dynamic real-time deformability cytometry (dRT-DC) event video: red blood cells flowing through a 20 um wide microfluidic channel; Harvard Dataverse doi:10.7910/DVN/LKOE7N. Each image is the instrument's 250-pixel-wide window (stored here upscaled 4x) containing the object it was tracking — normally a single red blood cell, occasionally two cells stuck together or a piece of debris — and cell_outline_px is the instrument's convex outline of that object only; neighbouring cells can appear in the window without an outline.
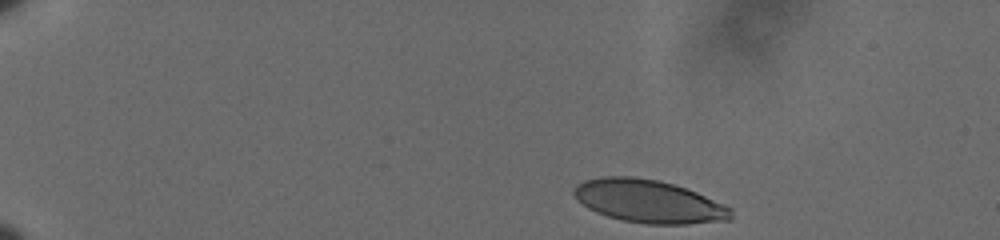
{"species": "human", "species_latin": "Homo sapiens", "temperature_condition": "cold", "stored_images_in_passage": 45, "camera_frame_rate_fps": 3000, "um_per_image_px": 0.085, "donor": {"sex": "male"}, "frame": {"image": 1, "passage_image": 1, "time_ms": 0.0, "image_size_px": [1000, 240], "cell_outline_px": [[732, 220], [688, 224], [648, 224], [624, 220], [608, 216], [596, 212], [588, 208], [572, 192], [576, 184], [584, 180], [600, 176], [632, 176], [660, 180], [696, 192], [724, 204], [732, 208]], "centroid_in_image_um": [55.16, 17.11], "position_along_channel_um": 29.8, "area_um2": 39.25}}
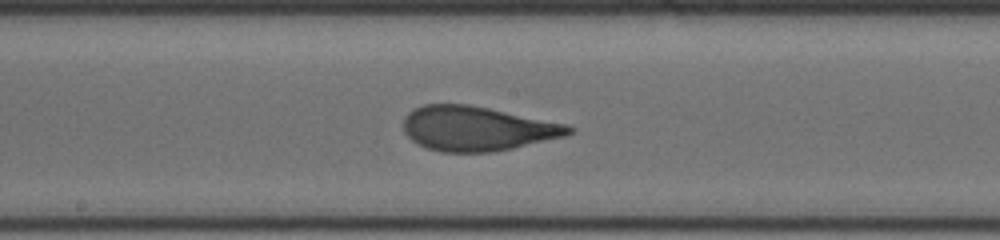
{"frame": {"image": 2, "passage_image": 25, "time_ms": 8.0, "image_size_px": [1000, 240], "cell_outline_px": [[576, 128], [572, 132], [564, 136], [512, 148], [492, 152], [440, 152], [416, 144], [404, 132], [404, 116], [412, 108], [424, 104], [468, 104], [568, 124]], "centroid_in_image_um": [40.52, 10.92], "position_along_channel_um": 207.7, "area_um2": 42.89}}
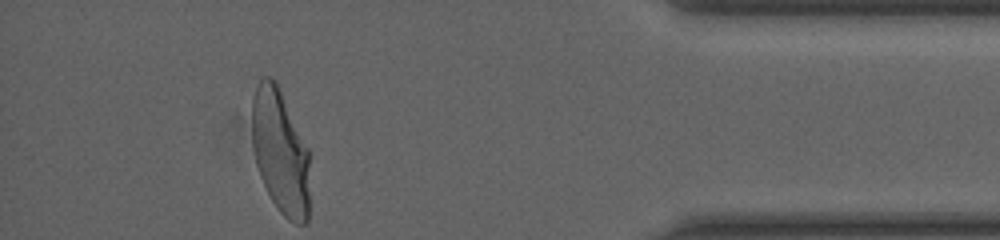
{"frame": {"image": 3, "passage_image": 45, "time_ms": 14.667, "image_size_px": [1000, 240], "cell_outline_px": [[308, 224], [296, 224], [288, 220], [280, 212], [272, 200], [260, 176], [256, 164], [252, 148], [252, 96], [260, 80], [264, 76], [268, 76], [276, 80], [308, 148]], "centroid_in_image_um": [23.81, 12.88], "position_along_channel_um": 411.4, "area_um2": 41.96}, "authors_computed_cell_mechanics": {"area_um2": 42.4252, "velocity_mm_per_s": 3.5998, "shape_relaxation_time_tau1_ms": 4.9904, "shape_relaxation_time_tau2_ms": null, "deformation_change_tau1": 0.2273, "deformation_change_tau2": null}}